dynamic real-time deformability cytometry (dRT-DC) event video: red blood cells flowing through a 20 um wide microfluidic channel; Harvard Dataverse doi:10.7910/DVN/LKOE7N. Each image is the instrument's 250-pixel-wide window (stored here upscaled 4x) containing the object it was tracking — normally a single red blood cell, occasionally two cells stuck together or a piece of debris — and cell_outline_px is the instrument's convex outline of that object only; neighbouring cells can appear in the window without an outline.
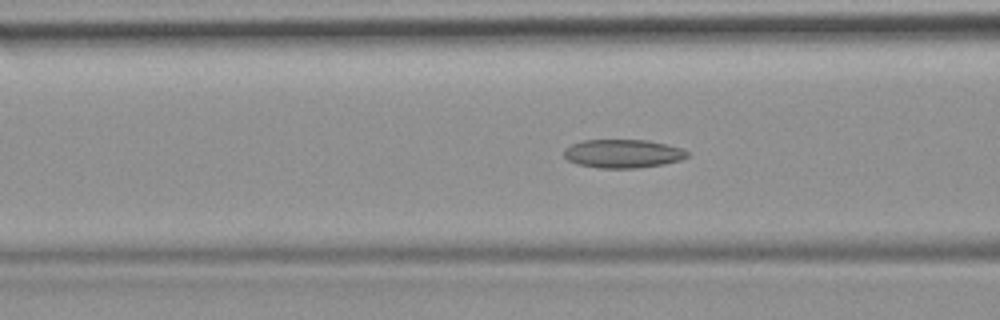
{"species": "common noctule bat (a hibernating species)", "species_latin": "Nyctalus noctula", "temperature_condition": "room temperature", "stored_images_in_passage": 37, "camera_frame_rate_fps": 3000, "um_per_image_px": 0.085, "animal": {"sex": "female", "body_mass_g": 19.9}, "frame": {"image": 1, "passage_image": 6, "time_ms": 1.667, "image_size_px": [1000, 320], "cell_outline_px": [[688, 156], [680, 160], [664, 164], [636, 168], [600, 168], [576, 164], [568, 160], [564, 156], [564, 148], [572, 144], [584, 140], [648, 140], [680, 148], [688, 152]], "centroid_in_image_um": [52.91, 13.06], "position_along_channel_um": 113.7, "area_um2": 20.4}}
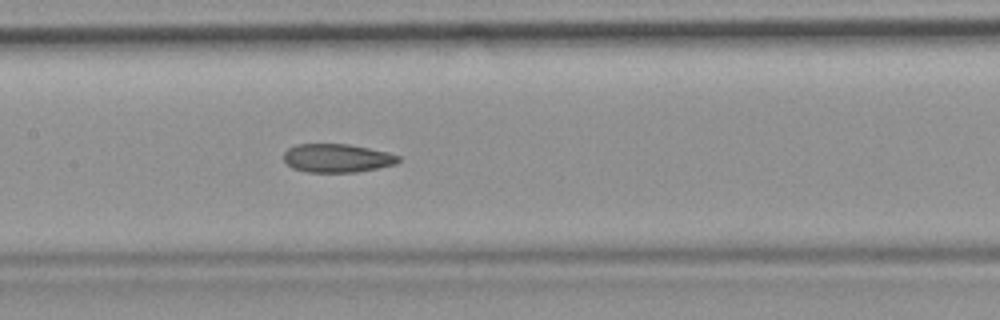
{"frame": {"image": 2, "passage_image": 11, "time_ms": 3.333, "image_size_px": [1000, 320], "cell_outline_px": [[400, 160], [396, 164], [356, 172], [304, 172], [292, 168], [284, 160], [284, 152], [288, 148], [296, 144], [348, 144], [388, 152], [400, 156]], "centroid_in_image_um": [28.64, 13.44], "position_along_channel_um": 178.8, "area_um2": 19.07}, "authors_computed_cell_mechanics": {"area_um2": 19.941, "velocity_mm_per_s": 3.9062, "shape_relaxation_time_tau1_ms": null, "shape_relaxation_time_tau2_ms": 3.1358, "deformation_change_tau1": null, "deformation_change_tau2": 0.0952}}